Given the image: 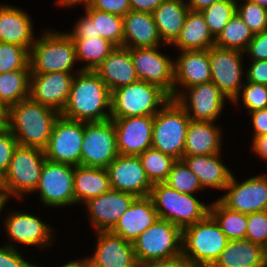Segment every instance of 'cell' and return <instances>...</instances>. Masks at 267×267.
Instances as JSON below:
<instances>
[{
    "mask_svg": "<svg viewBox=\"0 0 267 267\" xmlns=\"http://www.w3.org/2000/svg\"><path fill=\"white\" fill-rule=\"evenodd\" d=\"M74 77L68 101L60 113L70 120L101 122L111 119V91L93 70L80 69ZM108 108V112L104 111Z\"/></svg>",
    "mask_w": 267,
    "mask_h": 267,
    "instance_id": "cell-1",
    "label": "cell"
},
{
    "mask_svg": "<svg viewBox=\"0 0 267 267\" xmlns=\"http://www.w3.org/2000/svg\"><path fill=\"white\" fill-rule=\"evenodd\" d=\"M59 116L57 110L27 98L6 111L7 128L18 145L44 150Z\"/></svg>",
    "mask_w": 267,
    "mask_h": 267,
    "instance_id": "cell-2",
    "label": "cell"
},
{
    "mask_svg": "<svg viewBox=\"0 0 267 267\" xmlns=\"http://www.w3.org/2000/svg\"><path fill=\"white\" fill-rule=\"evenodd\" d=\"M228 241L217 222L208 214L183 229L182 253L196 267H212Z\"/></svg>",
    "mask_w": 267,
    "mask_h": 267,
    "instance_id": "cell-3",
    "label": "cell"
},
{
    "mask_svg": "<svg viewBox=\"0 0 267 267\" xmlns=\"http://www.w3.org/2000/svg\"><path fill=\"white\" fill-rule=\"evenodd\" d=\"M170 99L160 86L138 80L111 92V118L154 116Z\"/></svg>",
    "mask_w": 267,
    "mask_h": 267,
    "instance_id": "cell-4",
    "label": "cell"
},
{
    "mask_svg": "<svg viewBox=\"0 0 267 267\" xmlns=\"http://www.w3.org/2000/svg\"><path fill=\"white\" fill-rule=\"evenodd\" d=\"M52 32H45L33 43L29 56L31 74L71 73L75 67V42L67 33Z\"/></svg>",
    "mask_w": 267,
    "mask_h": 267,
    "instance_id": "cell-5",
    "label": "cell"
},
{
    "mask_svg": "<svg viewBox=\"0 0 267 267\" xmlns=\"http://www.w3.org/2000/svg\"><path fill=\"white\" fill-rule=\"evenodd\" d=\"M149 197L159 219L167 220L182 230L209 214L210 206L201 203L193 194L180 193L164 182L153 184Z\"/></svg>",
    "mask_w": 267,
    "mask_h": 267,
    "instance_id": "cell-6",
    "label": "cell"
},
{
    "mask_svg": "<svg viewBox=\"0 0 267 267\" xmlns=\"http://www.w3.org/2000/svg\"><path fill=\"white\" fill-rule=\"evenodd\" d=\"M190 120L186 111L176 100L170 99L154 115L152 148L176 160H182Z\"/></svg>",
    "mask_w": 267,
    "mask_h": 267,
    "instance_id": "cell-7",
    "label": "cell"
},
{
    "mask_svg": "<svg viewBox=\"0 0 267 267\" xmlns=\"http://www.w3.org/2000/svg\"><path fill=\"white\" fill-rule=\"evenodd\" d=\"M46 161L44 150L18 145L12 155L9 168L0 179V188L8 195L22 198V193L34 192Z\"/></svg>",
    "mask_w": 267,
    "mask_h": 267,
    "instance_id": "cell-8",
    "label": "cell"
},
{
    "mask_svg": "<svg viewBox=\"0 0 267 267\" xmlns=\"http://www.w3.org/2000/svg\"><path fill=\"white\" fill-rule=\"evenodd\" d=\"M182 237L183 230L179 226L158 219L133 242L139 265L182 254Z\"/></svg>",
    "mask_w": 267,
    "mask_h": 267,
    "instance_id": "cell-9",
    "label": "cell"
},
{
    "mask_svg": "<svg viewBox=\"0 0 267 267\" xmlns=\"http://www.w3.org/2000/svg\"><path fill=\"white\" fill-rule=\"evenodd\" d=\"M118 155L116 131L112 119L84 122L81 165L107 168Z\"/></svg>",
    "mask_w": 267,
    "mask_h": 267,
    "instance_id": "cell-10",
    "label": "cell"
},
{
    "mask_svg": "<svg viewBox=\"0 0 267 267\" xmlns=\"http://www.w3.org/2000/svg\"><path fill=\"white\" fill-rule=\"evenodd\" d=\"M84 138V122L59 116L54 122L51 136L44 149L47 160L81 165V149Z\"/></svg>",
    "mask_w": 267,
    "mask_h": 267,
    "instance_id": "cell-11",
    "label": "cell"
},
{
    "mask_svg": "<svg viewBox=\"0 0 267 267\" xmlns=\"http://www.w3.org/2000/svg\"><path fill=\"white\" fill-rule=\"evenodd\" d=\"M75 166L45 161L40 180L35 191H39L40 201L49 207L76 204L74 195Z\"/></svg>",
    "mask_w": 267,
    "mask_h": 267,
    "instance_id": "cell-12",
    "label": "cell"
},
{
    "mask_svg": "<svg viewBox=\"0 0 267 267\" xmlns=\"http://www.w3.org/2000/svg\"><path fill=\"white\" fill-rule=\"evenodd\" d=\"M242 54V51L215 45L209 48L211 81L231 102L239 95L243 86Z\"/></svg>",
    "mask_w": 267,
    "mask_h": 267,
    "instance_id": "cell-13",
    "label": "cell"
},
{
    "mask_svg": "<svg viewBox=\"0 0 267 267\" xmlns=\"http://www.w3.org/2000/svg\"><path fill=\"white\" fill-rule=\"evenodd\" d=\"M224 190L228 192L218 200L228 209L251 214L267 210V176H253L238 183L232 175Z\"/></svg>",
    "mask_w": 267,
    "mask_h": 267,
    "instance_id": "cell-14",
    "label": "cell"
},
{
    "mask_svg": "<svg viewBox=\"0 0 267 267\" xmlns=\"http://www.w3.org/2000/svg\"><path fill=\"white\" fill-rule=\"evenodd\" d=\"M158 48H130L131 59L139 80L160 86L174 99V61Z\"/></svg>",
    "mask_w": 267,
    "mask_h": 267,
    "instance_id": "cell-15",
    "label": "cell"
},
{
    "mask_svg": "<svg viewBox=\"0 0 267 267\" xmlns=\"http://www.w3.org/2000/svg\"><path fill=\"white\" fill-rule=\"evenodd\" d=\"M187 89L188 94L179 92L175 100L186 111L189 118L192 121L215 122L225 106V99L228 100V98L212 81Z\"/></svg>",
    "mask_w": 267,
    "mask_h": 267,
    "instance_id": "cell-16",
    "label": "cell"
},
{
    "mask_svg": "<svg viewBox=\"0 0 267 267\" xmlns=\"http://www.w3.org/2000/svg\"><path fill=\"white\" fill-rule=\"evenodd\" d=\"M106 169L111 189L131 193L136 197L150 195L153 184L148 179L138 156L119 154Z\"/></svg>",
    "mask_w": 267,
    "mask_h": 267,
    "instance_id": "cell-17",
    "label": "cell"
},
{
    "mask_svg": "<svg viewBox=\"0 0 267 267\" xmlns=\"http://www.w3.org/2000/svg\"><path fill=\"white\" fill-rule=\"evenodd\" d=\"M111 119L120 155L138 156L152 147L154 116Z\"/></svg>",
    "mask_w": 267,
    "mask_h": 267,
    "instance_id": "cell-18",
    "label": "cell"
},
{
    "mask_svg": "<svg viewBox=\"0 0 267 267\" xmlns=\"http://www.w3.org/2000/svg\"><path fill=\"white\" fill-rule=\"evenodd\" d=\"M74 77L72 73L65 72L31 74L29 98L61 113L68 101Z\"/></svg>",
    "mask_w": 267,
    "mask_h": 267,
    "instance_id": "cell-19",
    "label": "cell"
},
{
    "mask_svg": "<svg viewBox=\"0 0 267 267\" xmlns=\"http://www.w3.org/2000/svg\"><path fill=\"white\" fill-rule=\"evenodd\" d=\"M136 198L131 193L110 189L86 202L96 231H111Z\"/></svg>",
    "mask_w": 267,
    "mask_h": 267,
    "instance_id": "cell-20",
    "label": "cell"
},
{
    "mask_svg": "<svg viewBox=\"0 0 267 267\" xmlns=\"http://www.w3.org/2000/svg\"><path fill=\"white\" fill-rule=\"evenodd\" d=\"M98 241L93 257H86L88 267H139L133 243L111 231L96 232Z\"/></svg>",
    "mask_w": 267,
    "mask_h": 267,
    "instance_id": "cell-21",
    "label": "cell"
},
{
    "mask_svg": "<svg viewBox=\"0 0 267 267\" xmlns=\"http://www.w3.org/2000/svg\"><path fill=\"white\" fill-rule=\"evenodd\" d=\"M210 81L209 49L181 51L177 61L174 62V99L180 92L176 88L178 85L185 89Z\"/></svg>",
    "mask_w": 267,
    "mask_h": 267,
    "instance_id": "cell-22",
    "label": "cell"
},
{
    "mask_svg": "<svg viewBox=\"0 0 267 267\" xmlns=\"http://www.w3.org/2000/svg\"><path fill=\"white\" fill-rule=\"evenodd\" d=\"M159 219L152 199L137 197L120 217L111 232L133 243L137 237Z\"/></svg>",
    "mask_w": 267,
    "mask_h": 267,
    "instance_id": "cell-23",
    "label": "cell"
},
{
    "mask_svg": "<svg viewBox=\"0 0 267 267\" xmlns=\"http://www.w3.org/2000/svg\"><path fill=\"white\" fill-rule=\"evenodd\" d=\"M94 71L111 92L139 80L130 49L124 46L115 47Z\"/></svg>",
    "mask_w": 267,
    "mask_h": 267,
    "instance_id": "cell-24",
    "label": "cell"
},
{
    "mask_svg": "<svg viewBox=\"0 0 267 267\" xmlns=\"http://www.w3.org/2000/svg\"><path fill=\"white\" fill-rule=\"evenodd\" d=\"M153 14L129 11L123 17V46L126 48H152L165 43L161 41Z\"/></svg>",
    "mask_w": 267,
    "mask_h": 267,
    "instance_id": "cell-25",
    "label": "cell"
},
{
    "mask_svg": "<svg viewBox=\"0 0 267 267\" xmlns=\"http://www.w3.org/2000/svg\"><path fill=\"white\" fill-rule=\"evenodd\" d=\"M7 220H5V228L8 237L11 240L27 244V246H39L51 244L53 240L51 237V229L48 224L42 222L40 218L35 217L29 213L14 212L11 215L8 214Z\"/></svg>",
    "mask_w": 267,
    "mask_h": 267,
    "instance_id": "cell-26",
    "label": "cell"
},
{
    "mask_svg": "<svg viewBox=\"0 0 267 267\" xmlns=\"http://www.w3.org/2000/svg\"><path fill=\"white\" fill-rule=\"evenodd\" d=\"M31 18L22 9L10 5L0 6V42L25 47L29 52L36 39Z\"/></svg>",
    "mask_w": 267,
    "mask_h": 267,
    "instance_id": "cell-27",
    "label": "cell"
},
{
    "mask_svg": "<svg viewBox=\"0 0 267 267\" xmlns=\"http://www.w3.org/2000/svg\"><path fill=\"white\" fill-rule=\"evenodd\" d=\"M221 153L183 156L182 160L199 178L203 188L225 189L232 177L231 171L221 162Z\"/></svg>",
    "mask_w": 267,
    "mask_h": 267,
    "instance_id": "cell-28",
    "label": "cell"
},
{
    "mask_svg": "<svg viewBox=\"0 0 267 267\" xmlns=\"http://www.w3.org/2000/svg\"><path fill=\"white\" fill-rule=\"evenodd\" d=\"M214 123L190 120L186 131L184 156L220 153L222 134Z\"/></svg>",
    "mask_w": 267,
    "mask_h": 267,
    "instance_id": "cell-29",
    "label": "cell"
},
{
    "mask_svg": "<svg viewBox=\"0 0 267 267\" xmlns=\"http://www.w3.org/2000/svg\"><path fill=\"white\" fill-rule=\"evenodd\" d=\"M189 10L184 0H165L153 11L155 24L165 44H172L180 35Z\"/></svg>",
    "mask_w": 267,
    "mask_h": 267,
    "instance_id": "cell-30",
    "label": "cell"
},
{
    "mask_svg": "<svg viewBox=\"0 0 267 267\" xmlns=\"http://www.w3.org/2000/svg\"><path fill=\"white\" fill-rule=\"evenodd\" d=\"M212 267H265L263 246L247 239L229 240Z\"/></svg>",
    "mask_w": 267,
    "mask_h": 267,
    "instance_id": "cell-31",
    "label": "cell"
},
{
    "mask_svg": "<svg viewBox=\"0 0 267 267\" xmlns=\"http://www.w3.org/2000/svg\"><path fill=\"white\" fill-rule=\"evenodd\" d=\"M215 44L209 27L201 11L189 10L180 35L172 45L181 51L185 50H208Z\"/></svg>",
    "mask_w": 267,
    "mask_h": 267,
    "instance_id": "cell-32",
    "label": "cell"
},
{
    "mask_svg": "<svg viewBox=\"0 0 267 267\" xmlns=\"http://www.w3.org/2000/svg\"><path fill=\"white\" fill-rule=\"evenodd\" d=\"M110 189V180L106 168L75 166L74 195L76 203H86Z\"/></svg>",
    "mask_w": 267,
    "mask_h": 267,
    "instance_id": "cell-33",
    "label": "cell"
},
{
    "mask_svg": "<svg viewBox=\"0 0 267 267\" xmlns=\"http://www.w3.org/2000/svg\"><path fill=\"white\" fill-rule=\"evenodd\" d=\"M30 64L22 70L0 73V107L6 111L29 98Z\"/></svg>",
    "mask_w": 267,
    "mask_h": 267,
    "instance_id": "cell-34",
    "label": "cell"
},
{
    "mask_svg": "<svg viewBox=\"0 0 267 267\" xmlns=\"http://www.w3.org/2000/svg\"><path fill=\"white\" fill-rule=\"evenodd\" d=\"M209 206V214L229 240L246 238L247 214L230 210L219 200L212 202Z\"/></svg>",
    "mask_w": 267,
    "mask_h": 267,
    "instance_id": "cell-35",
    "label": "cell"
},
{
    "mask_svg": "<svg viewBox=\"0 0 267 267\" xmlns=\"http://www.w3.org/2000/svg\"><path fill=\"white\" fill-rule=\"evenodd\" d=\"M76 46L77 61L87 64L82 70H95L115 46L101 37L72 38Z\"/></svg>",
    "mask_w": 267,
    "mask_h": 267,
    "instance_id": "cell-36",
    "label": "cell"
},
{
    "mask_svg": "<svg viewBox=\"0 0 267 267\" xmlns=\"http://www.w3.org/2000/svg\"><path fill=\"white\" fill-rule=\"evenodd\" d=\"M94 22L95 36H99L115 47L123 46V17L104 11L85 8Z\"/></svg>",
    "mask_w": 267,
    "mask_h": 267,
    "instance_id": "cell-37",
    "label": "cell"
},
{
    "mask_svg": "<svg viewBox=\"0 0 267 267\" xmlns=\"http://www.w3.org/2000/svg\"><path fill=\"white\" fill-rule=\"evenodd\" d=\"M254 34L235 13L215 39V46L245 52Z\"/></svg>",
    "mask_w": 267,
    "mask_h": 267,
    "instance_id": "cell-38",
    "label": "cell"
},
{
    "mask_svg": "<svg viewBox=\"0 0 267 267\" xmlns=\"http://www.w3.org/2000/svg\"><path fill=\"white\" fill-rule=\"evenodd\" d=\"M138 157L152 184L165 182L176 161L172 156L152 147L138 155Z\"/></svg>",
    "mask_w": 267,
    "mask_h": 267,
    "instance_id": "cell-39",
    "label": "cell"
},
{
    "mask_svg": "<svg viewBox=\"0 0 267 267\" xmlns=\"http://www.w3.org/2000/svg\"><path fill=\"white\" fill-rule=\"evenodd\" d=\"M237 3L236 0H220L201 11L215 39L236 13Z\"/></svg>",
    "mask_w": 267,
    "mask_h": 267,
    "instance_id": "cell-40",
    "label": "cell"
},
{
    "mask_svg": "<svg viewBox=\"0 0 267 267\" xmlns=\"http://www.w3.org/2000/svg\"><path fill=\"white\" fill-rule=\"evenodd\" d=\"M172 189L184 194H195L204 189L199 178L188 168L183 160H176L164 182Z\"/></svg>",
    "mask_w": 267,
    "mask_h": 267,
    "instance_id": "cell-41",
    "label": "cell"
},
{
    "mask_svg": "<svg viewBox=\"0 0 267 267\" xmlns=\"http://www.w3.org/2000/svg\"><path fill=\"white\" fill-rule=\"evenodd\" d=\"M29 56L25 47L0 42V73L25 69L29 65Z\"/></svg>",
    "mask_w": 267,
    "mask_h": 267,
    "instance_id": "cell-42",
    "label": "cell"
},
{
    "mask_svg": "<svg viewBox=\"0 0 267 267\" xmlns=\"http://www.w3.org/2000/svg\"><path fill=\"white\" fill-rule=\"evenodd\" d=\"M236 13L248 25L253 34L267 30V8L245 0L242 4L236 5Z\"/></svg>",
    "mask_w": 267,
    "mask_h": 267,
    "instance_id": "cell-43",
    "label": "cell"
},
{
    "mask_svg": "<svg viewBox=\"0 0 267 267\" xmlns=\"http://www.w3.org/2000/svg\"><path fill=\"white\" fill-rule=\"evenodd\" d=\"M246 83L241 88L242 93L240 92L232 102L238 103L240 94H242L243 104L248 109V113L267 108V85L248 81Z\"/></svg>",
    "mask_w": 267,
    "mask_h": 267,
    "instance_id": "cell-44",
    "label": "cell"
},
{
    "mask_svg": "<svg viewBox=\"0 0 267 267\" xmlns=\"http://www.w3.org/2000/svg\"><path fill=\"white\" fill-rule=\"evenodd\" d=\"M263 246L267 241V210L247 214L246 238Z\"/></svg>",
    "mask_w": 267,
    "mask_h": 267,
    "instance_id": "cell-45",
    "label": "cell"
},
{
    "mask_svg": "<svg viewBox=\"0 0 267 267\" xmlns=\"http://www.w3.org/2000/svg\"><path fill=\"white\" fill-rule=\"evenodd\" d=\"M18 146L12 132L6 127L0 132V179L7 172L13 152Z\"/></svg>",
    "mask_w": 267,
    "mask_h": 267,
    "instance_id": "cell-46",
    "label": "cell"
},
{
    "mask_svg": "<svg viewBox=\"0 0 267 267\" xmlns=\"http://www.w3.org/2000/svg\"><path fill=\"white\" fill-rule=\"evenodd\" d=\"M17 250L15 244L1 247L0 267H35V264L25 261Z\"/></svg>",
    "mask_w": 267,
    "mask_h": 267,
    "instance_id": "cell-47",
    "label": "cell"
},
{
    "mask_svg": "<svg viewBox=\"0 0 267 267\" xmlns=\"http://www.w3.org/2000/svg\"><path fill=\"white\" fill-rule=\"evenodd\" d=\"M244 53L251 56V60H267V30L254 34Z\"/></svg>",
    "mask_w": 267,
    "mask_h": 267,
    "instance_id": "cell-48",
    "label": "cell"
},
{
    "mask_svg": "<svg viewBox=\"0 0 267 267\" xmlns=\"http://www.w3.org/2000/svg\"><path fill=\"white\" fill-rule=\"evenodd\" d=\"M91 8L122 17L131 11L129 0H95Z\"/></svg>",
    "mask_w": 267,
    "mask_h": 267,
    "instance_id": "cell-49",
    "label": "cell"
},
{
    "mask_svg": "<svg viewBox=\"0 0 267 267\" xmlns=\"http://www.w3.org/2000/svg\"><path fill=\"white\" fill-rule=\"evenodd\" d=\"M246 72V81L267 85V60H252Z\"/></svg>",
    "mask_w": 267,
    "mask_h": 267,
    "instance_id": "cell-50",
    "label": "cell"
},
{
    "mask_svg": "<svg viewBox=\"0 0 267 267\" xmlns=\"http://www.w3.org/2000/svg\"><path fill=\"white\" fill-rule=\"evenodd\" d=\"M71 38H93L95 36L94 22L92 18L86 13L84 17L78 21L72 32L67 33Z\"/></svg>",
    "mask_w": 267,
    "mask_h": 267,
    "instance_id": "cell-51",
    "label": "cell"
},
{
    "mask_svg": "<svg viewBox=\"0 0 267 267\" xmlns=\"http://www.w3.org/2000/svg\"><path fill=\"white\" fill-rule=\"evenodd\" d=\"M144 267H196L184 255L179 254L175 257L152 261Z\"/></svg>",
    "mask_w": 267,
    "mask_h": 267,
    "instance_id": "cell-52",
    "label": "cell"
},
{
    "mask_svg": "<svg viewBox=\"0 0 267 267\" xmlns=\"http://www.w3.org/2000/svg\"><path fill=\"white\" fill-rule=\"evenodd\" d=\"M254 128L253 136L267 134V108L250 112Z\"/></svg>",
    "mask_w": 267,
    "mask_h": 267,
    "instance_id": "cell-53",
    "label": "cell"
},
{
    "mask_svg": "<svg viewBox=\"0 0 267 267\" xmlns=\"http://www.w3.org/2000/svg\"><path fill=\"white\" fill-rule=\"evenodd\" d=\"M165 0H129L131 11L153 13Z\"/></svg>",
    "mask_w": 267,
    "mask_h": 267,
    "instance_id": "cell-54",
    "label": "cell"
},
{
    "mask_svg": "<svg viewBox=\"0 0 267 267\" xmlns=\"http://www.w3.org/2000/svg\"><path fill=\"white\" fill-rule=\"evenodd\" d=\"M253 151L267 161V134L253 137Z\"/></svg>",
    "mask_w": 267,
    "mask_h": 267,
    "instance_id": "cell-55",
    "label": "cell"
},
{
    "mask_svg": "<svg viewBox=\"0 0 267 267\" xmlns=\"http://www.w3.org/2000/svg\"><path fill=\"white\" fill-rule=\"evenodd\" d=\"M217 1L220 0H189L187 4L190 10L202 11Z\"/></svg>",
    "mask_w": 267,
    "mask_h": 267,
    "instance_id": "cell-56",
    "label": "cell"
},
{
    "mask_svg": "<svg viewBox=\"0 0 267 267\" xmlns=\"http://www.w3.org/2000/svg\"><path fill=\"white\" fill-rule=\"evenodd\" d=\"M57 4L58 5H62L63 6H72V5H76V4H83L84 3V6L85 8L87 7H91L92 4L94 3L95 0H57Z\"/></svg>",
    "mask_w": 267,
    "mask_h": 267,
    "instance_id": "cell-57",
    "label": "cell"
},
{
    "mask_svg": "<svg viewBox=\"0 0 267 267\" xmlns=\"http://www.w3.org/2000/svg\"><path fill=\"white\" fill-rule=\"evenodd\" d=\"M35 267H40V266L35 265ZM60 267H88V262L86 258L78 261L72 260L69 263Z\"/></svg>",
    "mask_w": 267,
    "mask_h": 267,
    "instance_id": "cell-58",
    "label": "cell"
},
{
    "mask_svg": "<svg viewBox=\"0 0 267 267\" xmlns=\"http://www.w3.org/2000/svg\"><path fill=\"white\" fill-rule=\"evenodd\" d=\"M8 198H10L8 193L4 189L0 188V212L8 201Z\"/></svg>",
    "mask_w": 267,
    "mask_h": 267,
    "instance_id": "cell-59",
    "label": "cell"
},
{
    "mask_svg": "<svg viewBox=\"0 0 267 267\" xmlns=\"http://www.w3.org/2000/svg\"><path fill=\"white\" fill-rule=\"evenodd\" d=\"M7 127L6 110L0 109V132Z\"/></svg>",
    "mask_w": 267,
    "mask_h": 267,
    "instance_id": "cell-60",
    "label": "cell"
},
{
    "mask_svg": "<svg viewBox=\"0 0 267 267\" xmlns=\"http://www.w3.org/2000/svg\"><path fill=\"white\" fill-rule=\"evenodd\" d=\"M263 260H264L265 267H267V241L263 245Z\"/></svg>",
    "mask_w": 267,
    "mask_h": 267,
    "instance_id": "cell-61",
    "label": "cell"
},
{
    "mask_svg": "<svg viewBox=\"0 0 267 267\" xmlns=\"http://www.w3.org/2000/svg\"><path fill=\"white\" fill-rule=\"evenodd\" d=\"M252 1L267 8V0H252Z\"/></svg>",
    "mask_w": 267,
    "mask_h": 267,
    "instance_id": "cell-62",
    "label": "cell"
}]
</instances>
